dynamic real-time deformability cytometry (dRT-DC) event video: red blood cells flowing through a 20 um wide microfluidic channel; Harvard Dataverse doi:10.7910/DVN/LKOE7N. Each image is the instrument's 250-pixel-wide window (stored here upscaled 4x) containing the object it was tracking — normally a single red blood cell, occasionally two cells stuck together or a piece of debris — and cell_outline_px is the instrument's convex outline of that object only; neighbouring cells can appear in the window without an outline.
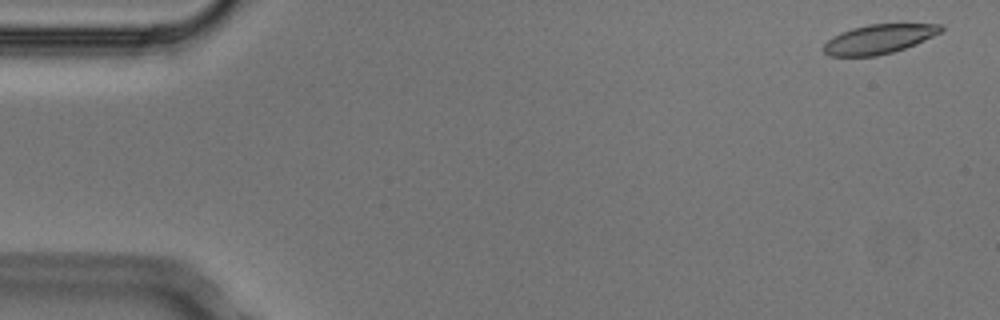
{"species": "Egyptian fruit bat (a non-hibernating species)", "species_latin": "Rousettus aegyptiacus", "temperature_condition": "cold", "stored_images_in_passage": 4, "camera_frame_rate_fps": 3000, "um_per_image_px": 0.085, "animal": {"sex": "male"}, "frame": {"image": 1, "passage_image": 1, "time_ms": 0.0, "image_size_px": [1000, 320], "cell_outline_px": [[944, 28], [940, 32], [916, 44], [892, 52], [876, 56], [828, 56], [824, 52], [824, 44], [832, 36], [840, 32], [852, 28], [868, 24], [940, 24]], "centroid_in_image_um": [74.67, 3.32], "position_along_channel_um": 10.3, "area_um2": 19.88}}